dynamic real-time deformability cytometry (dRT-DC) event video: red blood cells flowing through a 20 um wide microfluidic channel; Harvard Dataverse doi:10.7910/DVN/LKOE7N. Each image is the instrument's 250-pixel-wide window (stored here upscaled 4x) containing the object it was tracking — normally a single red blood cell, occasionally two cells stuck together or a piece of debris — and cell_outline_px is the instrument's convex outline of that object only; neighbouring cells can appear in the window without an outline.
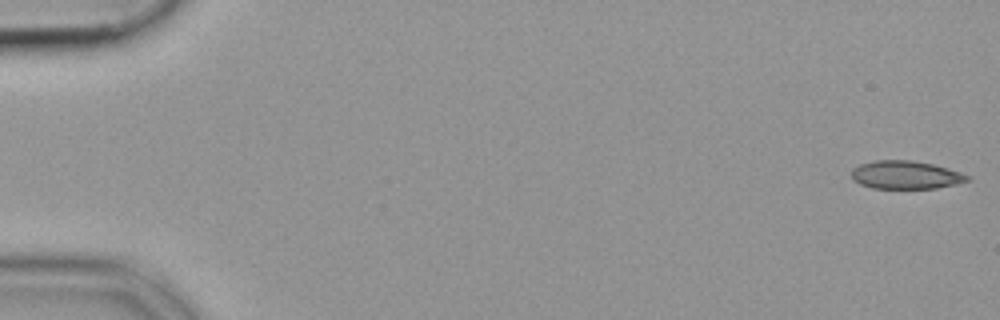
{"species": "common noctule bat (a hibernating species)", "species_latin": "Nyctalus noctula", "temperature_condition": "cold", "stored_images_in_passage": 53, "camera_frame_rate_fps": 3000, "um_per_image_px": 0.085, "animal": {"sex": "female", "body_mass_g": 19.9}, "frame": {"image": 1, "passage_image": 1, "time_ms": 0.0, "image_size_px": [1000, 320], "cell_outline_px": [[972, 176], [968, 180], [936, 188], [872, 188], [860, 184], [852, 180], [852, 168], [860, 164], [876, 160], [912, 160], [932, 164], [948, 168]], "centroid_in_image_um": [76.95, 14.86], "position_along_channel_um": 8.1, "area_um2": 18.9}}
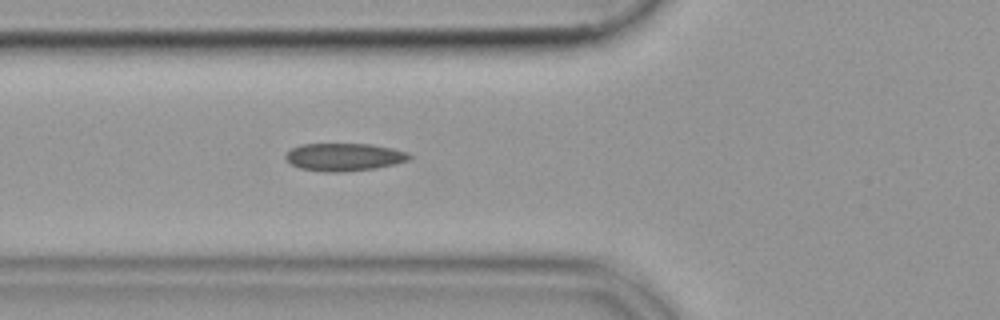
{"frame": {"image": 2, "passage_image": 20, "time_ms": 6.333, "image_size_px": [1000, 320], "cell_outline_px": [[412, 156], [408, 160], [396, 164], [376, 168], [340, 172], [324, 172], [300, 168], [292, 164], [284, 156], [292, 148], [300, 144], [372, 144], [392, 148], [408, 152]], "centroid_in_image_um": [29.28, 13.34], "position_along_channel_um": 96.5, "area_um2": 20.0}}
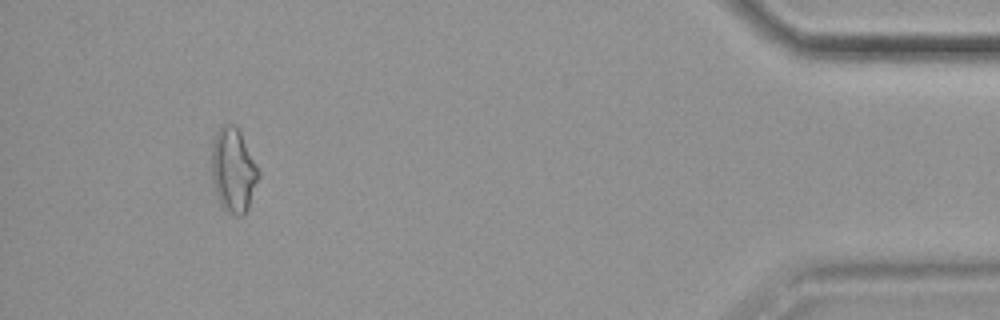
{"frame": {"image": 3, "passage_image": 50, "time_ms": 16.333, "image_size_px": [1000, 320], "cell_outline_px": [[260, 172], [248, 208], [244, 216], [236, 216], [224, 212], [220, 204], [212, 180], [212, 140], [216, 132], [224, 124], [236, 124]], "centroid_in_image_um": [19.81, 14.49], "position_along_channel_um": 415.4, "area_um2": 23.0}}